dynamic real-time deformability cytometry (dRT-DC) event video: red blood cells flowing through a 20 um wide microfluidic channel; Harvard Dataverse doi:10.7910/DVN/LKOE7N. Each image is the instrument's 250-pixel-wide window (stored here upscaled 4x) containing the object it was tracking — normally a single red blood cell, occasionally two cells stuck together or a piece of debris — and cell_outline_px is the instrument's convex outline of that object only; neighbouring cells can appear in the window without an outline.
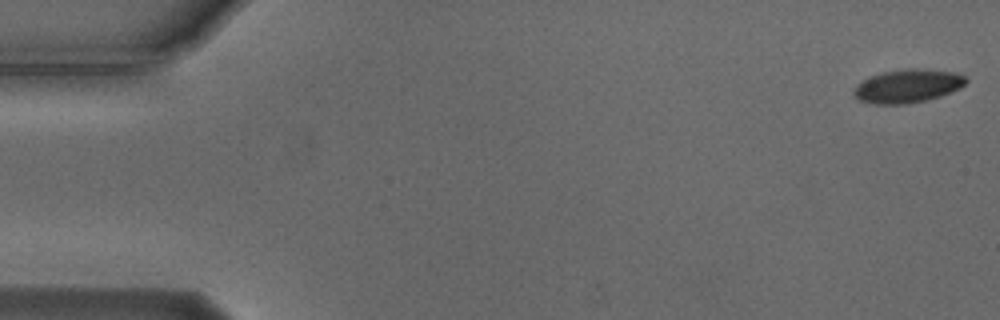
{"species": "Egyptian fruit bat (a non-hibernating species)", "species_latin": "Rousettus aegyptiacus", "temperature_condition": "cold", "stored_images_in_passage": 55, "camera_frame_rate_fps": 3000, "um_per_image_px": 0.085, "animal": {"sex": "male"}, "frame": {"image": 1, "passage_image": 1, "time_ms": 0.0, "image_size_px": [1000, 320], "cell_outline_px": [[968, 80], [960, 88], [940, 96], [924, 100], [904, 104], [876, 104], [860, 100], [852, 92], [856, 84], [868, 76], [884, 72], [904, 68], [916, 68], [956, 72], [964, 76]], "centroid_in_image_um": [77.13, 7.29], "position_along_channel_um": 7.9, "area_um2": 21.79}}
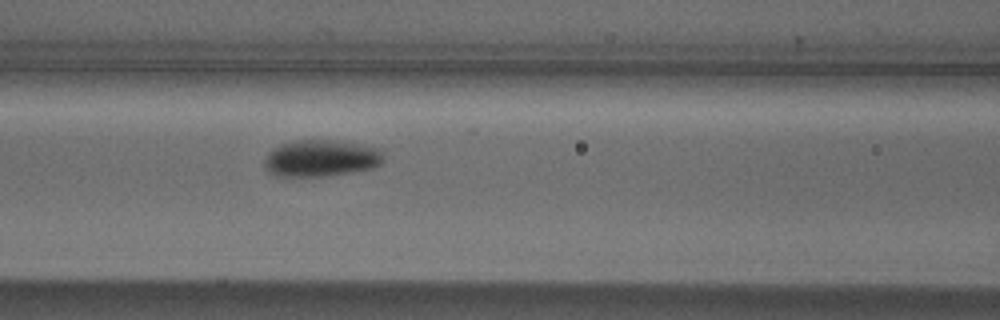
{"frame": {"image": 2, "passage_image": 23, "time_ms": 7.333, "image_size_px": [1000, 320], "cell_outline_px": [[384, 160], [380, 164], [372, 168], [352, 172], [324, 176], [276, 176], [264, 164], [264, 160], [268, 152], [272, 148], [280, 144], [296, 140], [328, 140], [376, 148], [384, 156]], "centroid_in_image_um": [27.25, 13.46], "position_along_channel_um": 139.4, "area_um2": 25.03}}
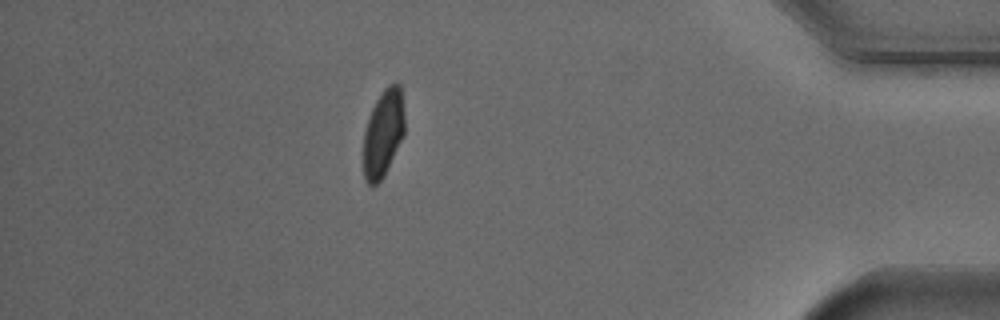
{"frame": {"image": 3, "passage_image": 48, "time_ms": 15.667, "image_size_px": [1000, 320], "cell_outline_px": [[404, 136], [384, 176], [372, 188], [364, 180], [364, 132], [368, 116], [376, 100], [384, 88], [388, 84], [400, 84], [404, 112]], "centroid_in_image_um": [32.57, 11.34], "position_along_channel_um": 402.6, "area_um2": 21.1}, "authors_computed_cell_mechanics": {"area_um2": 22.542, "velocity_mm_per_s": 3.7242, "shape_relaxation_time_tau1_ms": 2.0502, "shape_relaxation_time_tau2_ms": null, "deformation_change_tau1": 0.1139, "deformation_change_tau2": null}}